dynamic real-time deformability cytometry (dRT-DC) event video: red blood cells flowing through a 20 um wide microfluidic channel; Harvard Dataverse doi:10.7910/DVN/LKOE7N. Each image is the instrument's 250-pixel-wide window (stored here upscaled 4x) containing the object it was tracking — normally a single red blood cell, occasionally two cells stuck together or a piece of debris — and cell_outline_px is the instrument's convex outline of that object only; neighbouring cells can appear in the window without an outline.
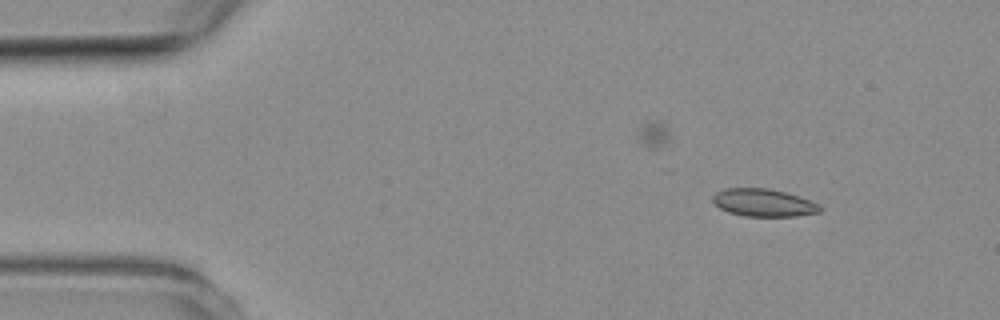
{"species": "common noctule bat (a hibernating species)", "species_latin": "Nyctalus noctula", "temperature_condition": "room temperature", "stored_images_in_passage": 4, "camera_frame_rate_fps": 3000, "um_per_image_px": 0.085, "animal": {"sex": "female", "body_mass_g": 19.3, "forearm_length_mm": 54.1}, "frame": {"image": 1, "passage_image": 1, "time_ms": 0.0, "image_size_px": [1000, 320], "cell_outline_px": [[820, 212], [796, 216], [744, 216], [728, 212], [720, 208], [712, 200], [712, 196], [716, 192], [724, 188], [768, 188], [784, 192], [820, 204]], "centroid_in_image_um": [64.86, 17.23], "position_along_channel_um": 20.1, "area_um2": 17.11}}
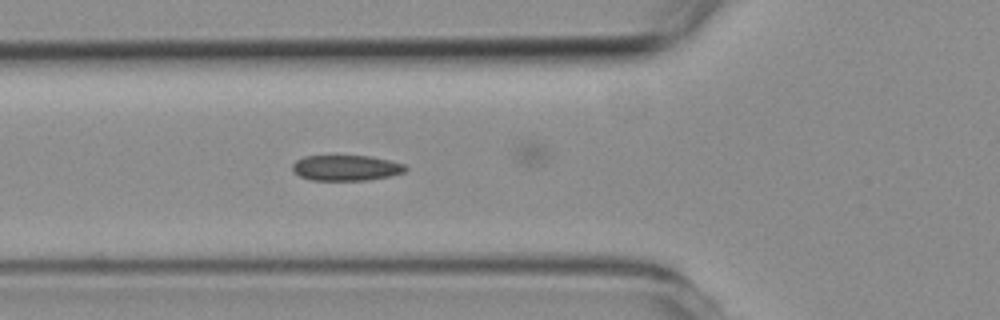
{"frame": {"image": 2, "passage_image": 4, "time_ms": 4.0, "image_size_px": [1000, 320], "cell_outline_px": [[408, 168], [404, 172], [388, 176], [368, 180], [312, 180], [300, 176], [292, 168], [292, 164], [296, 160], [304, 156], [372, 156], [404, 164]], "centroid_in_image_um": [29.42, 14.26], "position_along_channel_um": 96.4, "area_um2": 16.7}}